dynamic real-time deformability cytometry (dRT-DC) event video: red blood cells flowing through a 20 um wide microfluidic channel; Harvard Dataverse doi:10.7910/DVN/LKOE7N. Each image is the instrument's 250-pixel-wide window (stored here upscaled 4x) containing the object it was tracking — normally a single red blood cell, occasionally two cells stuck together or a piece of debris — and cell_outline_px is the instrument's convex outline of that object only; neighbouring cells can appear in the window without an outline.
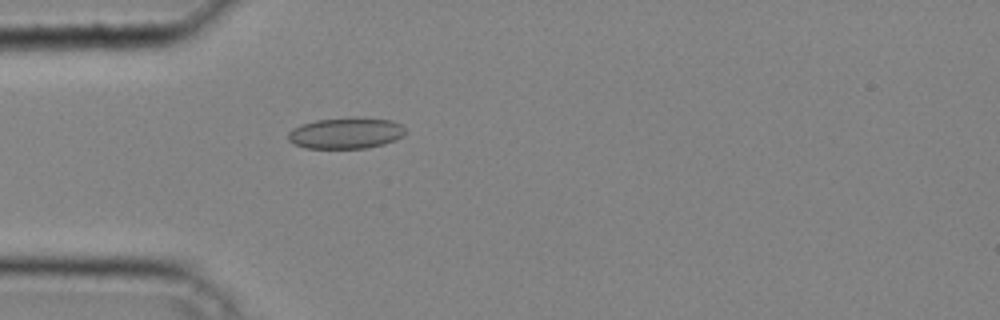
{"species": "common noctule bat (a hibernating species)", "species_latin": "Nyctalus noctula", "temperature_condition": "cold", "stored_images_in_passage": 38, "camera_frame_rate_fps": 3000, "um_per_image_px": 0.085, "animal": {"sex": "male", "body_mass_g": 20.4}, "frame": {"image": 1, "passage_image": 12, "time_ms": 3.667, "image_size_px": [1000, 320], "cell_outline_px": [[404, 136], [384, 144], [368, 148], [304, 148], [288, 140], [288, 132], [292, 128], [316, 120], [392, 120], [400, 124], [404, 128]], "centroid_in_image_um": [29.38, 11.37], "position_along_channel_um": 55.6, "area_um2": 20.35}}
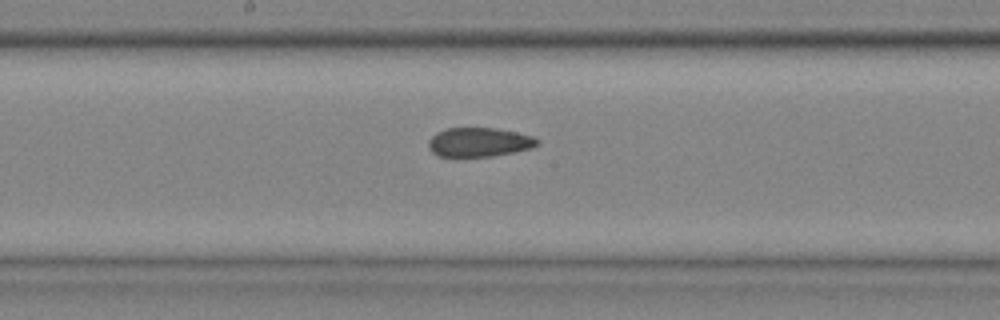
{"frame": {"image": 2, "passage_image": 22, "time_ms": 7.0, "image_size_px": [1000, 320], "cell_outline_px": [[540, 144], [532, 148], [492, 156], [436, 156], [428, 148], [428, 140], [436, 132], [448, 128], [496, 128], [516, 132], [532, 136], [540, 140]], "centroid_in_image_um": [40.72, 12.08], "position_along_channel_um": 207.5, "area_um2": 18.5}}
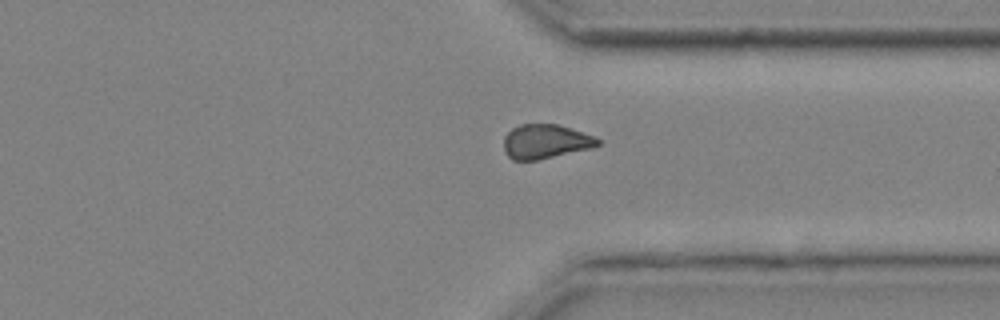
{"frame": {"image": 3, "passage_image": 32, "time_ms": 10.333, "image_size_px": [1000, 320], "cell_outline_px": [[600, 144], [592, 148], [536, 160], [512, 160], [508, 156], [504, 148], [504, 136], [512, 128], [520, 124], [556, 124], [596, 136], [600, 140]], "centroid_in_image_um": [46.37, 12.02], "position_along_channel_um": 365.0, "area_um2": 18.73}}